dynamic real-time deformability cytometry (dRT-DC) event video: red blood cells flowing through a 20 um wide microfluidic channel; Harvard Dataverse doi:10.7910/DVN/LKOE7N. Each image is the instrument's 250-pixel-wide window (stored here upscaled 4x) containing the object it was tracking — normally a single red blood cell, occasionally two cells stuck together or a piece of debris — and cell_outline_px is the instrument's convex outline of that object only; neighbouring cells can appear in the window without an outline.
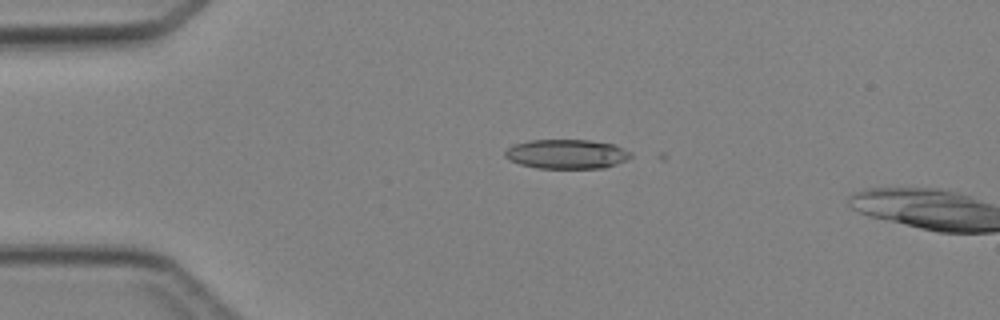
{"species": "Egyptian fruit bat (a non-hibernating species)", "species_latin": "Rousettus aegyptiacus", "temperature_condition": "cold", "stored_images_in_passage": 2, "camera_frame_rate_fps": 3000, "um_per_image_px": 0.085, "animal": {"sex": "female"}, "frame": {"image": 1, "passage_image": 1, "time_ms": 0.0, "image_size_px": [1000, 320], "cell_outline_px": [[632, 156], [616, 164], [604, 168], [536, 168], [520, 164], [508, 160], [504, 156], [504, 152], [512, 144], [528, 140], [588, 140], [612, 144], [632, 152]], "centroid_in_image_um": [48.12, 13.09], "position_along_channel_um": 36.9, "area_um2": 21.56}}